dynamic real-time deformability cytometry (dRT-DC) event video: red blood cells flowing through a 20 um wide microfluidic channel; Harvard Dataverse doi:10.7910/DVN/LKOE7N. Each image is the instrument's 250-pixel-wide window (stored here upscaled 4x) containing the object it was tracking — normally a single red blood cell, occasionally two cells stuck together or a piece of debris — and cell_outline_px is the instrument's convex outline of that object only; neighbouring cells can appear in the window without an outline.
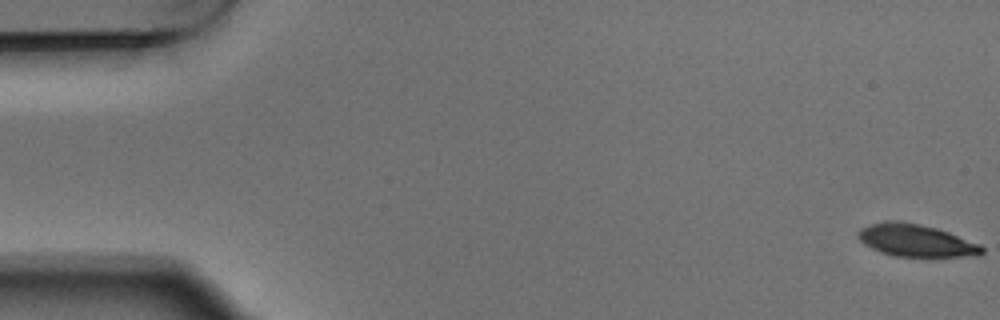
{"species": "Egyptian fruit bat (a non-hibernating species)", "species_latin": "Rousettus aegyptiacus", "temperature_condition": "warm", "stored_images_in_passage": 6, "segment_of_instrument_passage": [1, 2], "camera_frame_rate_fps": 3000, "um_per_image_px": 0.085, "animal": {"sex": "male"}, "frame": {"image": 1, "passage_image": 1, "time_ms": 0.0, "image_size_px": [1000, 320], "cell_outline_px": [[984, 252], [980, 256], [896, 256], [880, 252], [864, 244], [856, 236], [856, 232], [860, 228], [872, 224], [920, 224], [936, 228], [948, 232], [980, 244], [984, 248]], "centroid_in_image_um": [77.91, 20.49], "position_along_channel_um": 7.1, "area_um2": 22.48}}